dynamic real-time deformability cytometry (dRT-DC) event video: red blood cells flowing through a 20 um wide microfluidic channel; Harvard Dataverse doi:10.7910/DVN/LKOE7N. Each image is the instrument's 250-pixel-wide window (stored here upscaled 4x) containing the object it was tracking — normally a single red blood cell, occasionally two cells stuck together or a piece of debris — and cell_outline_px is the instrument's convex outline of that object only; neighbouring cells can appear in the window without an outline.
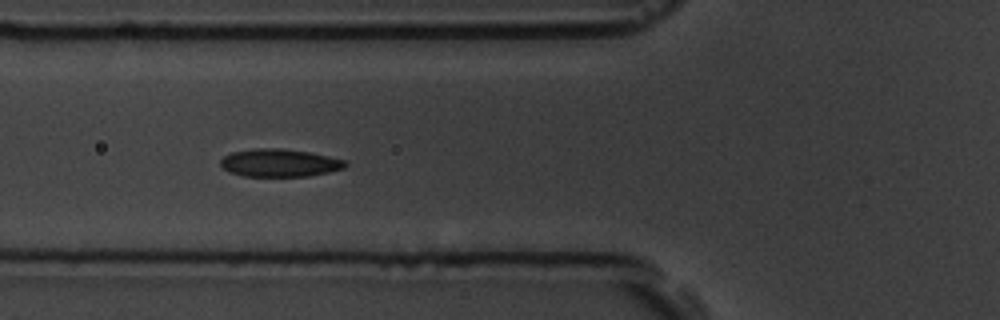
{"species": "common noctule bat (a hibernating species)", "species_latin": "Nyctalus noctula", "temperature_condition": "room temperature", "stored_images_in_passage": 9, "camera_frame_rate_fps": 3000, "um_per_image_px": 0.085, "animal": {"sex": "male", "body_mass_g": 19.5, "forearm_length_mm": 54.6}, "frame": {"image": 1, "passage_image": 6, "time_ms": 6.667, "image_size_px": [1000, 320], "cell_outline_px": [[348, 164], [344, 168], [328, 172], [308, 176], [244, 176], [228, 172], [220, 164], [220, 160], [224, 156], [232, 152], [256, 148], [284, 148], [308, 152], [348, 160]], "centroid_in_image_um": [23.77, 13.84], "position_along_channel_um": 102.0, "area_um2": 20.29}}
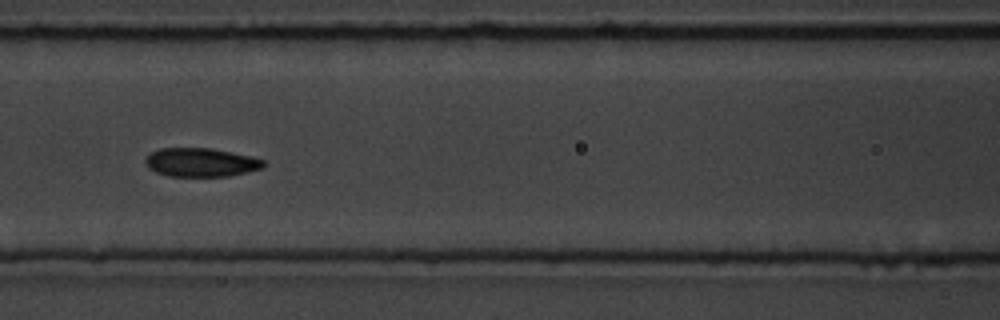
{"frame": {"image": 2, "passage_image": 7, "time_ms": 8.0, "image_size_px": [1000, 320], "cell_outline_px": [[264, 168], [248, 172], [228, 176], [168, 176], [156, 172], [148, 168], [144, 160], [152, 152], [160, 148], [212, 148], [252, 156], [264, 160]], "centroid_in_image_um": [17.1, 13.8], "position_along_channel_um": 149.5, "area_um2": 19.83}}
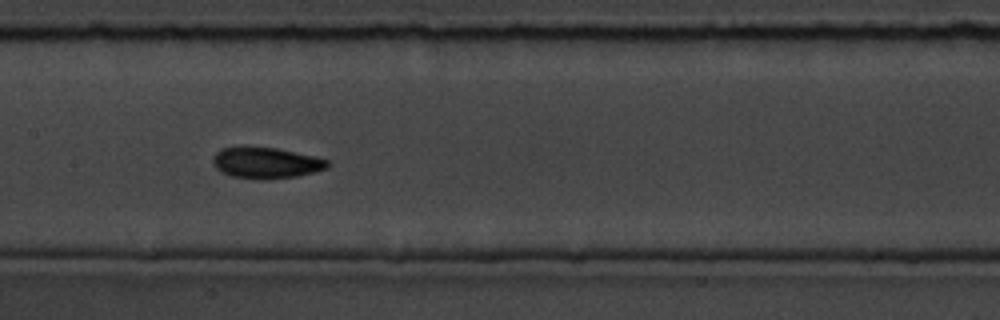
{"frame": {"image": 3, "passage_image": 8, "time_ms": 9.0, "image_size_px": [1000, 320], "cell_outline_px": [[328, 168], [296, 176], [232, 176], [216, 168], [212, 160], [212, 156], [220, 148], [240, 144], [244, 144], [276, 148], [312, 156], [328, 160]], "centroid_in_image_um": [22.53, 13.74], "position_along_channel_um": 184.9, "area_um2": 20.17}}